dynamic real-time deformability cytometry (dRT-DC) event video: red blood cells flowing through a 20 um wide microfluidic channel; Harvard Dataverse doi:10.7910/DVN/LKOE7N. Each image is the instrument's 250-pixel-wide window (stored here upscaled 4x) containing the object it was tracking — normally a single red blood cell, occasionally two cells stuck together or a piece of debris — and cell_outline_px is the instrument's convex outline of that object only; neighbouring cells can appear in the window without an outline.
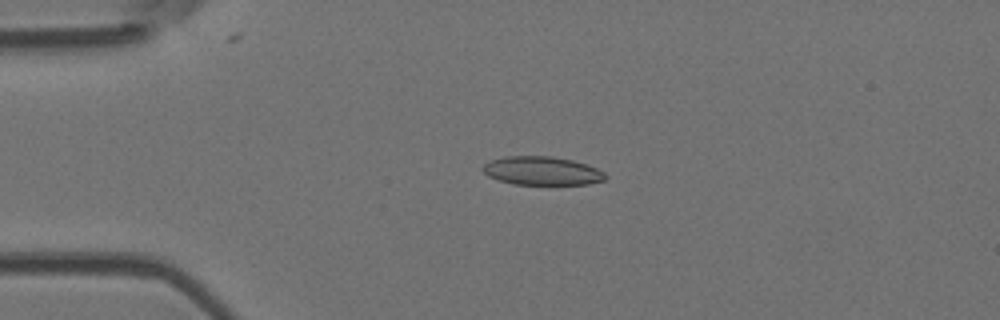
{"species": "Egyptian fruit bat (a non-hibernating species)", "species_latin": "Rousettus aegyptiacus", "temperature_condition": "room temperature", "stored_images_in_passage": 51, "camera_frame_rate_fps": 3000, "um_per_image_px": 0.085, "animal": {"sex": "female"}, "frame": {"image": 1, "passage_image": 10, "time_ms": 3.0, "image_size_px": [1000, 320], "cell_outline_px": [[608, 176], [604, 180], [588, 184], [512, 184], [488, 176], [480, 168], [484, 164], [492, 160], [508, 156], [552, 156], [572, 160], [596, 168], [604, 172]], "centroid_in_image_um": [46.06, 14.52], "position_along_channel_um": 38.9, "area_um2": 20.23}}
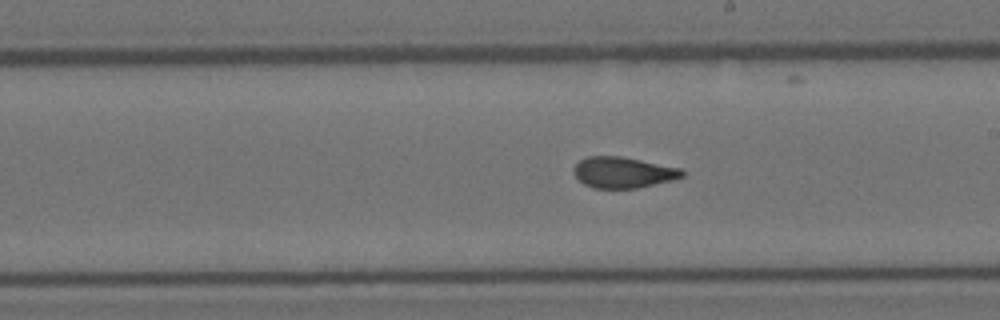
{"frame": {"image": 2, "passage_image": 28, "time_ms": 9.0, "image_size_px": [1000, 320], "cell_outline_px": [[684, 176], [672, 180], [636, 188], [592, 188], [584, 184], [572, 172], [572, 168], [580, 160], [588, 156], [620, 156], [680, 168], [684, 172]], "centroid_in_image_um": [52.93, 14.65], "position_along_channel_um": 236.1, "area_um2": 19.42}}
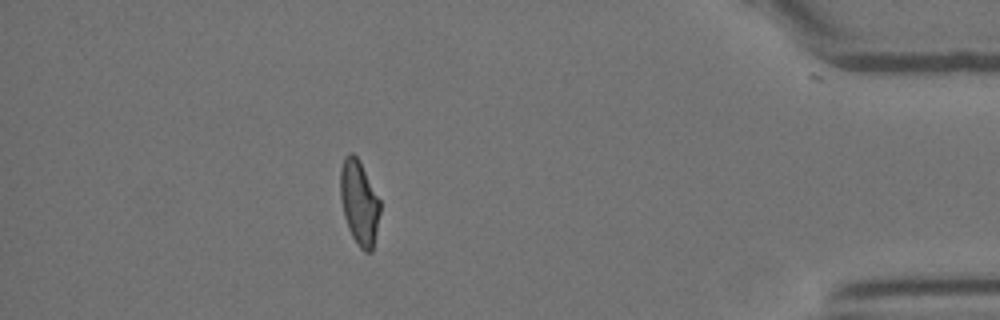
{"frame": {"image": 3, "passage_image": 45, "time_ms": 14.667, "image_size_px": [1000, 320], "cell_outline_px": [[380, 212], [372, 252], [364, 252], [356, 244], [348, 228], [344, 216], [340, 196], [340, 168], [344, 156], [348, 152], [352, 152], [356, 156], [380, 200]], "centroid_in_image_um": [30.51, 17.23], "position_along_channel_um": 404.7, "area_um2": 19.48}, "authors_computed_cell_mechanics": {"area_um2": 19.9988, "velocity_mm_per_s": 3.8, "shape_relaxation_time_tau1_ms": null, "shape_relaxation_time_tau2_ms": 1.3879, "deformation_change_tau1": null, "deformation_change_tau2": 0.07}}